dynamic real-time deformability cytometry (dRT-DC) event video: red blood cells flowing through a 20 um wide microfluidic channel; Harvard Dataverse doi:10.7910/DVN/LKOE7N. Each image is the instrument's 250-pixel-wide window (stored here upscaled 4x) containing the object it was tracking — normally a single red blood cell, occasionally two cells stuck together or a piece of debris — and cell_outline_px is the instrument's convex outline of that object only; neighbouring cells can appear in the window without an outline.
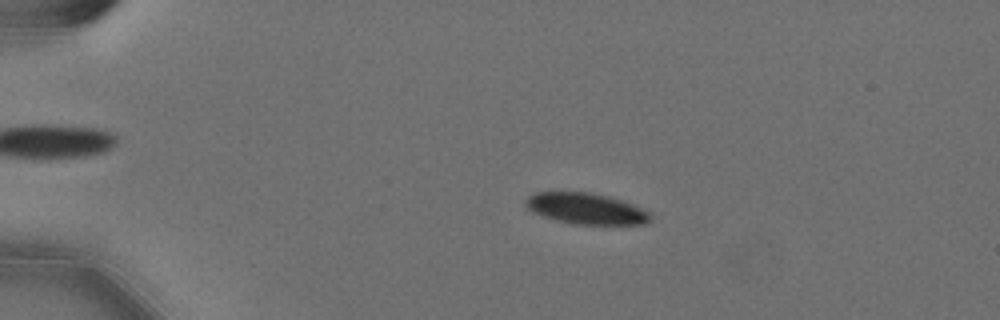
{"species": "Egyptian fruit bat (a non-hibernating species)", "species_latin": "Rousettus aegyptiacus", "temperature_condition": "cold", "stored_images_in_passage": 48, "camera_frame_rate_fps": 3000, "um_per_image_px": 0.085, "animal": {"sex": "female"}, "frame": {"image": 1, "passage_image": 3, "time_ms": 0.667, "image_size_px": [1000, 320], "cell_outline_px": [[652, 220], [648, 224], [572, 224], [556, 220], [532, 212], [524, 204], [524, 200], [532, 192], [588, 192], [608, 196], [620, 200], [640, 208], [648, 212], [652, 216]], "centroid_in_image_um": [49.78, 17.73], "position_along_channel_um": 35.2, "area_um2": 22.54}}
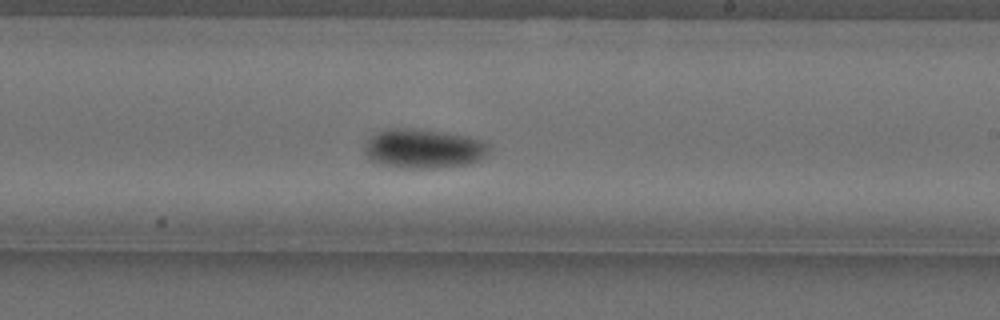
{"frame": {"image": 2, "passage_image": 26, "time_ms": 8.333, "image_size_px": [1000, 320], "cell_outline_px": [[488, 152], [480, 160], [468, 164], [436, 168], [396, 168], [380, 164], [368, 160], [364, 152], [364, 144], [376, 132], [388, 128], [408, 128], [440, 132], [468, 136], [484, 140], [488, 144]], "centroid_in_image_um": [35.96, 12.65], "position_along_channel_um": 253.0, "area_um2": 28.78}}
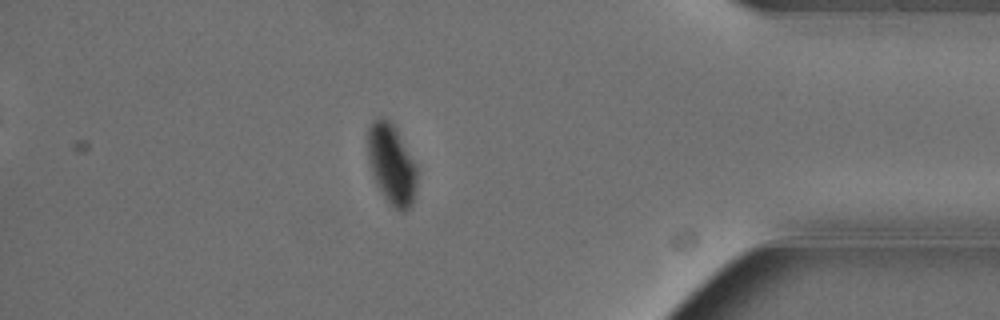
{"frame": {"image": 3, "passage_image": 41, "time_ms": 13.333, "image_size_px": [1000, 320], "cell_outline_px": [[416, 192], [412, 204], [404, 212], [400, 212], [384, 196], [376, 184], [368, 160], [368, 128], [372, 120], [376, 116], [380, 116], [396, 124], [416, 164]], "centroid_in_image_um": [33.29, 13.89], "position_along_channel_um": 401.9, "area_um2": 23.35}, "authors_computed_cell_mechanics": {"area_um2": 25.6632, "velocity_mm_per_s": 3.5582, "shape_relaxation_time_tau1_ms": 3.5084, "shape_relaxation_time_tau2_ms": null, "deformation_change_tau1": 0.1208, "deformation_change_tau2": null}}